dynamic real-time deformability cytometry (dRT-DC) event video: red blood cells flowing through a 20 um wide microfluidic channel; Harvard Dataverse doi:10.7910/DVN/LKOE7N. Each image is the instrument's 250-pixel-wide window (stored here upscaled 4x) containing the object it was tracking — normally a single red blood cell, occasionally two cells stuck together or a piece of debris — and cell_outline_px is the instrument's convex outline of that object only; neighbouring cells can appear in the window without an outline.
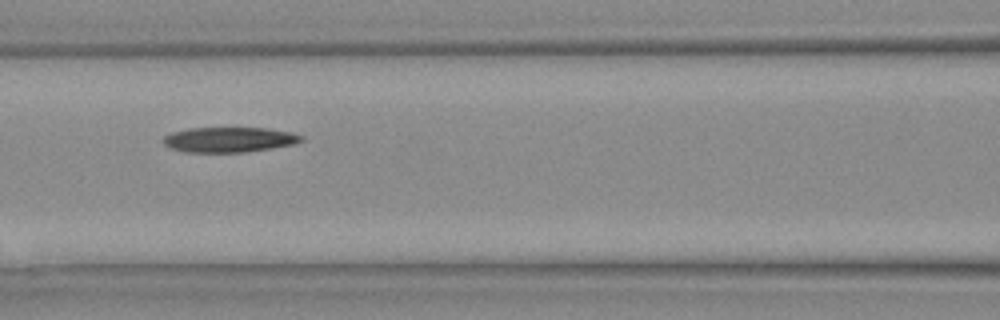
{"species": "Egyptian fruit bat (a non-hibernating species)", "species_latin": "Rousettus aegyptiacus", "temperature_condition": "warm", "stored_images_in_passage": 19, "camera_frame_rate_fps": 3000, "um_per_image_px": 0.085, "animal": {"sex": "female"}, "frame": {"image": 1, "passage_image": 5, "time_ms": 1.333, "image_size_px": [1000, 320], "cell_outline_px": [[304, 140], [292, 144], [272, 148], [244, 152], [180, 152], [168, 148], [160, 140], [164, 136], [172, 132], [188, 128], [268, 128], [292, 132], [304, 136]], "centroid_in_image_um": [19.43, 11.87], "position_along_channel_um": 147.2, "area_um2": 20.46}}